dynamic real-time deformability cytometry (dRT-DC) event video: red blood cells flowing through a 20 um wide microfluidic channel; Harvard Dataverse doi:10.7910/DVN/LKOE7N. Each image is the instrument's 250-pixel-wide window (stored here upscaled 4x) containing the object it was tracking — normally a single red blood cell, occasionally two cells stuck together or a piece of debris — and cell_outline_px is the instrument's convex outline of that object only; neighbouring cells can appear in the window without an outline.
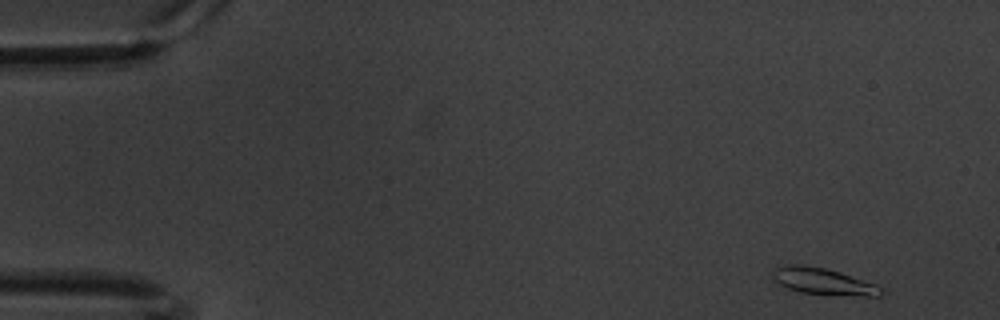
{"species": "common noctule bat (a hibernating species)", "species_latin": "Nyctalus noctula", "temperature_condition": "warm", "stored_images_in_passage": 57, "camera_frame_rate_fps": 3000, "um_per_image_px": 0.085, "animal": {"sex": "male", "body_mass_g": 20.1, "forearm_length_mm": 53.5}, "frame": {"image": 1, "passage_image": 1, "time_ms": 0.0, "image_size_px": [1000, 320], "cell_outline_px": [[884, 292], [880, 296], [864, 296], [800, 292], [788, 288], [780, 284], [772, 276], [772, 272], [776, 268], [788, 264], [796, 264], [824, 268], [840, 272], [876, 284]], "centroid_in_image_um": [69.98, 23.91], "position_along_channel_um": 15.0, "area_um2": 16.42}}
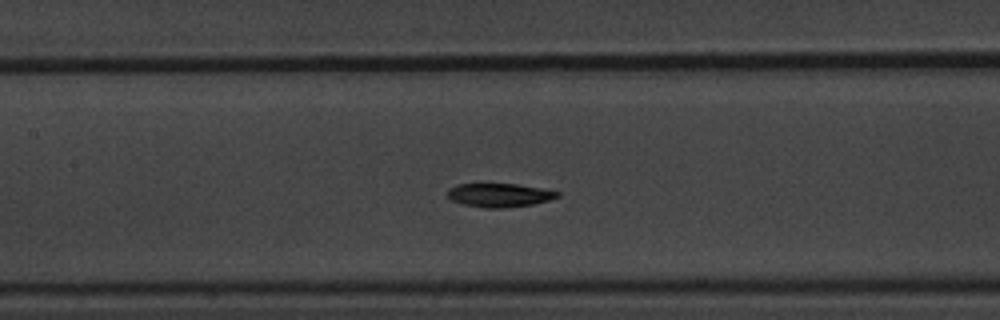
{"frame": {"image": 2, "passage_image": 25, "time_ms": 8.0, "image_size_px": [1000, 320], "cell_outline_px": [[560, 196], [548, 200], [532, 204], [504, 208], [484, 208], [464, 204], [452, 200], [448, 196], [448, 188], [456, 184], [516, 184], [544, 188], [560, 192]], "centroid_in_image_um": [42.46, 16.58], "position_along_channel_um": 164.9, "area_um2": 15.14}}
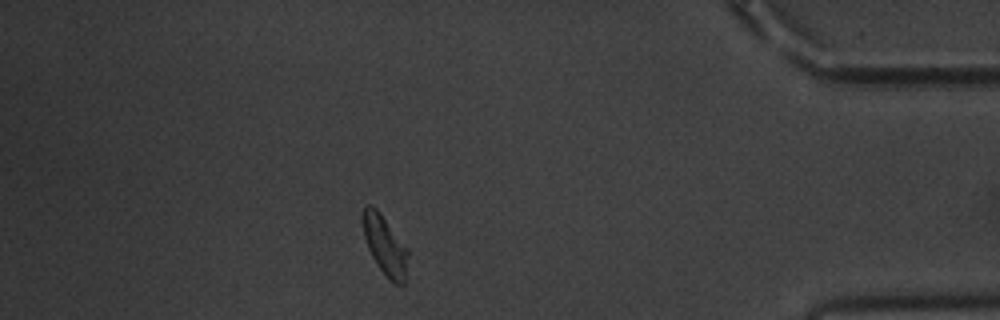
{"frame": {"image": 3, "passage_image": 50, "time_ms": 16.333, "image_size_px": [1000, 320], "cell_outline_px": [[408, 256], [404, 284], [396, 284], [380, 268], [372, 256], [368, 248], [364, 236], [364, 204], [372, 204], [380, 212], [408, 248]], "centroid_in_image_um": [32.74, 20.82], "position_along_channel_um": 402.5, "area_um2": 15.2}, "authors_computed_cell_mechanics": {"area_um2": 15.4904, "velocity_mm_per_s": 3.3316, "shape_relaxation_time_tau1_ms": 2.5533, "shape_relaxation_time_tau2_ms": 7.4094, "deformation_change_tau1": 0.1328, "deformation_change_tau2": 0.1283}}